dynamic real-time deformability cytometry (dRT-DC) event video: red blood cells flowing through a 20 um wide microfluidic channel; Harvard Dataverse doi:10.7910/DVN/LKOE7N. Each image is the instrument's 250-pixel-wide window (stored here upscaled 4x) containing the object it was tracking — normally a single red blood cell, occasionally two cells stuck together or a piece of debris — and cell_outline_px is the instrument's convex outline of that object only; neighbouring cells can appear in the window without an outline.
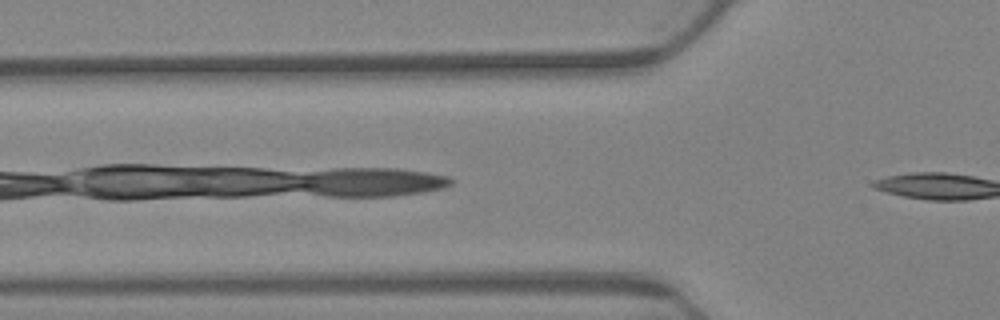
{"species": "Egyptian fruit bat (a non-hibernating species)", "species_latin": "Rousettus aegyptiacus", "temperature_condition": "warm", "stored_images_in_passage": 6, "camera_frame_rate_fps": 3000, "um_per_image_px": 0.085, "animal": {"sex": "female"}, "frame": {"image": 1, "passage_image": 5, "time_ms": 1.333, "image_size_px": [1000, 320], "cell_outline_px": [[616, 212], [608, 216], [580, 220], [484, 220], [464, 216], [464, 212], [476, 208], [548, 204], [580, 204]], "centroid_in_image_um": [45.8, 18.07], "position_along_channel_um": 80.0, "area_um2": 13.93}}